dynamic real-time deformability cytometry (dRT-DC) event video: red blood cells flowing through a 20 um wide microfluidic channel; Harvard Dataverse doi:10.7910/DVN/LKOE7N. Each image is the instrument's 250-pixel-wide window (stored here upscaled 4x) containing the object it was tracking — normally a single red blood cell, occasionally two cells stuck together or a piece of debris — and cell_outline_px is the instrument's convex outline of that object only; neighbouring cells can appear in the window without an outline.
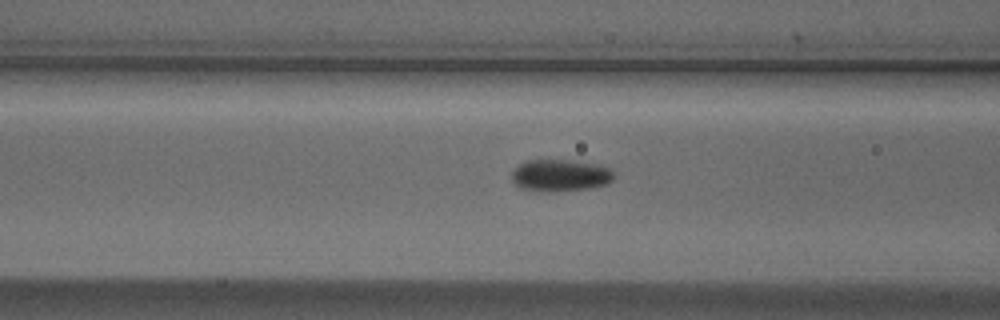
{"species": "Egyptian fruit bat (a non-hibernating species)", "species_latin": "Rousettus aegyptiacus", "temperature_condition": "cold", "stored_images_in_passage": 19, "camera_frame_rate_fps": 3000, "um_per_image_px": 0.085, "animal": {"sex": "male"}, "frame": {"image": 1, "passage_image": 4, "time_ms": 1.0, "image_size_px": [1000, 320], "cell_outline_px": [[616, 176], [608, 184], [588, 188], [556, 192], [552, 192], [520, 188], [512, 180], [512, 172], [524, 160], [572, 160], [596, 164], [608, 168]], "centroid_in_image_um": [47.63, 14.91], "position_along_channel_um": 119.0, "area_um2": 19.02}}
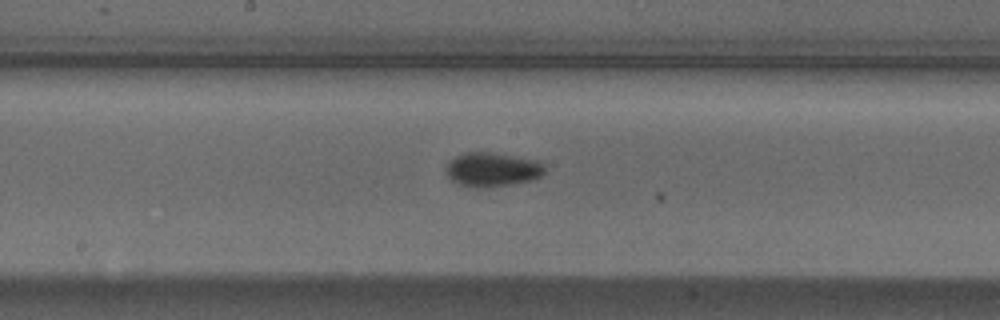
{"frame": {"image": 2, "passage_image": 11, "time_ms": 3.333, "image_size_px": [1000, 320], "cell_outline_px": [[548, 168], [536, 180], [488, 188], [472, 188], [456, 184], [444, 172], [444, 168], [448, 160], [464, 152], [492, 152], [536, 160], [544, 164]], "centroid_in_image_um": [41.82, 14.42], "position_along_channel_um": 206.4, "area_um2": 20.29}}
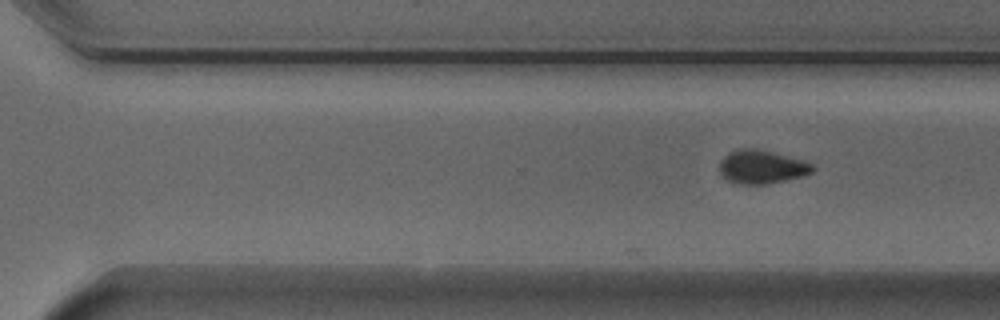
{"frame": {"image": 3, "passage_image": 19, "time_ms": 6.0, "image_size_px": [1000, 320], "cell_outline_px": [[816, 168], [812, 172], [800, 176], [768, 184], [740, 184], [728, 180], [720, 172], [720, 160], [724, 156], [740, 148], [756, 148], [804, 160], [812, 164]], "centroid_in_image_um": [64.75, 14.18], "position_along_channel_um": 305.8, "area_um2": 17.98}}